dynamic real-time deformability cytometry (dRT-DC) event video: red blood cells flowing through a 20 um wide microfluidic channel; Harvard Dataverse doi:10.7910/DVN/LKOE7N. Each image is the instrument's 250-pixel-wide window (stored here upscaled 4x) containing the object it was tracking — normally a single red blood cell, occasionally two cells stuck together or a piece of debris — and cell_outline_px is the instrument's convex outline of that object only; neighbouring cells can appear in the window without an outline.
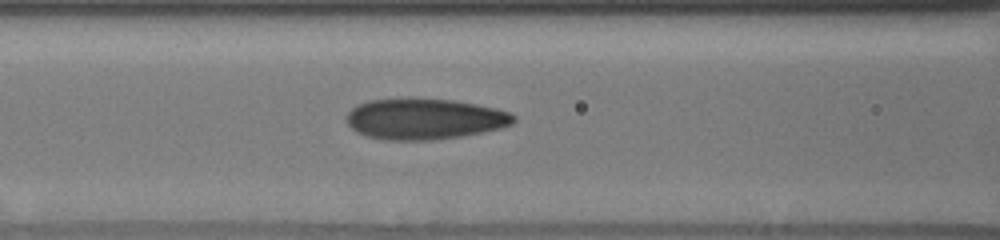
{"species": "human", "species_latin": "Homo sapiens", "temperature_condition": "cold", "stored_images_in_passage": 18, "camera_frame_rate_fps": 3000, "um_per_image_px": 0.085, "donor": {"sex": "male"}, "frame": {"image": 1, "passage_image": 14, "time_ms": 6.667, "image_size_px": [1000, 240], "cell_outline_px": [[516, 120], [512, 124], [500, 128], [464, 136], [432, 140], [388, 140], [368, 136], [356, 132], [344, 120], [348, 112], [356, 104], [368, 100], [456, 100], [496, 108], [512, 112], [516, 116]], "centroid_in_image_um": [36.11, 10.13], "position_along_channel_um": 130.5, "area_um2": 39.59}}
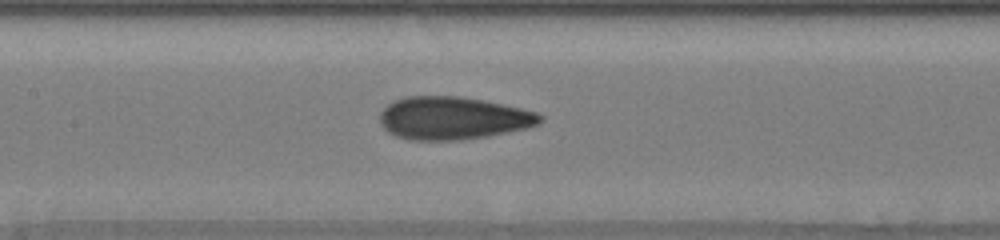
{"frame": {"image": 2, "passage_image": 17, "time_ms": 7.667, "image_size_px": [1000, 240], "cell_outline_px": [[544, 120], [540, 124], [528, 128], [488, 136], [464, 140], [408, 140], [396, 136], [388, 132], [380, 124], [380, 112], [388, 104], [404, 96], [460, 96], [484, 100], [520, 108], [536, 112], [544, 116]], "centroid_in_image_um": [38.52, 10.05], "position_along_channel_um": 168.9, "area_um2": 40.29}}